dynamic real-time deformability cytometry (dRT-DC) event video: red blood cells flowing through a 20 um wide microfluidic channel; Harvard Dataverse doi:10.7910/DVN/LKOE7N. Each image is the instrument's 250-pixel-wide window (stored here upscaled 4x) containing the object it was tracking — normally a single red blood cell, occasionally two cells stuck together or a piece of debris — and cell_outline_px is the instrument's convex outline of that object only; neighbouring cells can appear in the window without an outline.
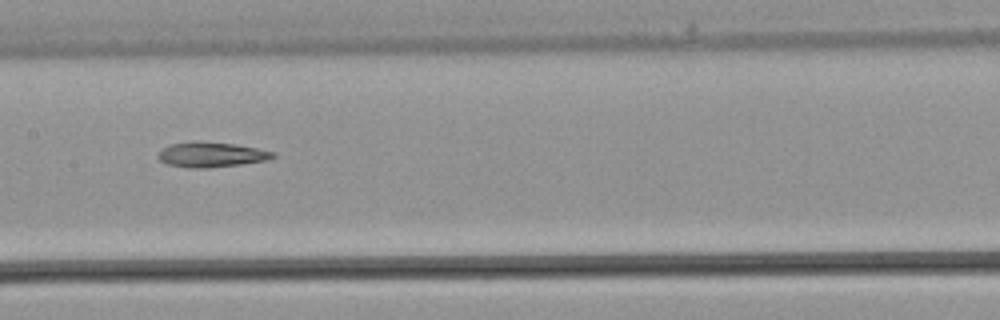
{"species": "common noctule bat (a hibernating species)", "species_latin": "Nyctalus noctula", "temperature_condition": "warm", "stored_images_in_passage": 26, "camera_frame_rate_fps": 3000, "um_per_image_px": 0.085, "animal": {"sex": "male", "body_mass_g": 21.5, "forearm_length_mm": 52.0}, "frame": {"image": 1, "passage_image": 8, "time_ms": 2.333, "image_size_px": [1000, 320], "cell_outline_px": [[276, 156], [268, 160], [240, 164], [208, 168], [192, 168], [168, 164], [160, 160], [156, 156], [164, 148], [172, 144], [232, 144], [256, 148], [276, 152]], "centroid_in_image_um": [18.03, 13.19], "position_along_channel_um": 189.4, "area_um2": 15.78}}
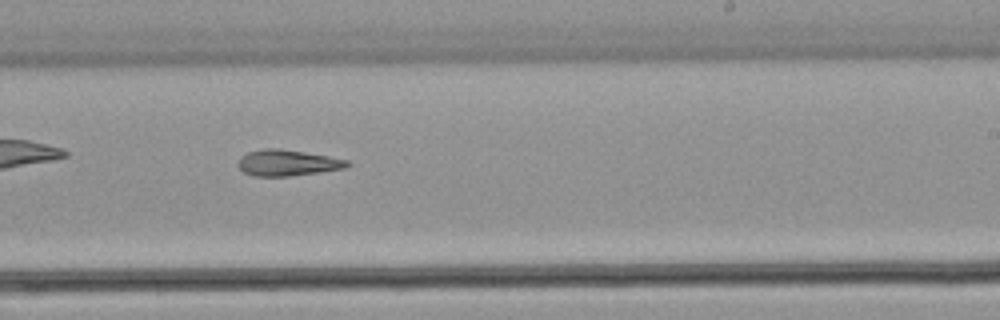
{"frame": {"image": 2, "passage_image": 12, "time_ms": 3.667, "image_size_px": [1000, 320], "cell_outline_px": [[348, 164], [344, 168], [288, 176], [256, 176], [244, 172], [236, 164], [240, 156], [248, 152], [264, 148], [280, 148], [328, 156], [348, 160]], "centroid_in_image_um": [24.36, 13.82], "position_along_channel_um": 264.6, "area_um2": 16.36}}